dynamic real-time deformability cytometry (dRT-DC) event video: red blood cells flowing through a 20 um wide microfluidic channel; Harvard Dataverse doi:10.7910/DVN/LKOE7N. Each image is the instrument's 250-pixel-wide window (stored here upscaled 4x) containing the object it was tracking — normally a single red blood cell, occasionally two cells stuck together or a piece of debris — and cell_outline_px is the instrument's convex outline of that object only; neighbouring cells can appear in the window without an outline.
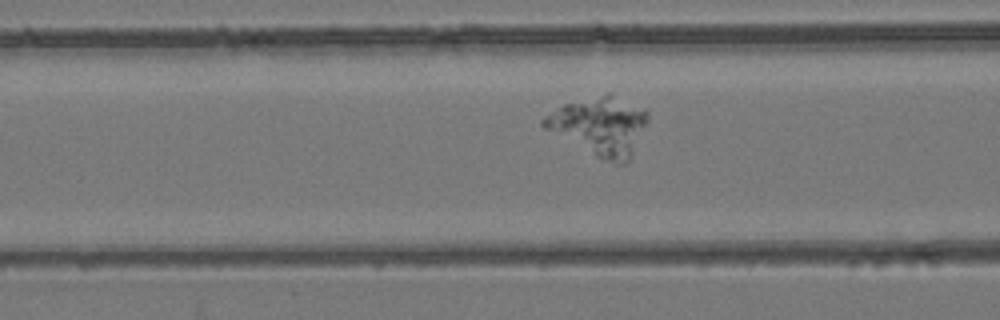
{"species": "common noctule bat (a hibernating species)", "species_latin": "Nyctalus noctula", "temperature_condition": "room temperature", "stored_images_in_passage": 38, "camera_frame_rate_fps": 3000, "um_per_image_px": 0.085, "animal": {"sex": "female", "body_mass_g": 24.6, "forearm_length_mm": 56.2}, "frame": {"image": 1, "passage_image": 12, "time_ms": 3.667, "image_size_px": [1000, 320], "cell_outline_px": [[648, 120], [628, 164], [616, 164], [596, 156], [544, 128], [540, 124], [540, 120], [544, 116], [564, 104], [608, 92], [612, 92], [648, 108]], "centroid_in_image_um": [51.05, 10.67], "position_along_channel_um": 115.6, "area_um2": 35.72}}